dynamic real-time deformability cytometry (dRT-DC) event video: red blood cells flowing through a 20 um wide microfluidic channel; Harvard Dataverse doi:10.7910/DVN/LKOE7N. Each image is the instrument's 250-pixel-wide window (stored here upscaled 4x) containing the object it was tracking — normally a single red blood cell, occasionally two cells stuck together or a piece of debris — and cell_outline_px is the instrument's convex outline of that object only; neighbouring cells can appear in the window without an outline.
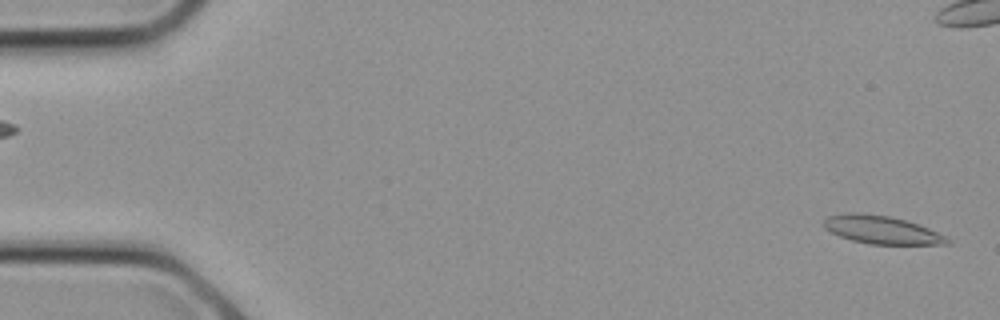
{"species": "common noctule bat (a hibernating species)", "species_latin": "Nyctalus noctula", "temperature_condition": "cold", "stored_images_in_passage": 15, "camera_frame_rate_fps": 3000, "um_per_image_px": 0.085, "animal": {"sex": "female", "body_mass_g": 21.9}, "frame": {"image": 1, "passage_image": 1, "time_ms": 0.0, "image_size_px": [1000, 320], "cell_outline_px": [[952, 244], [868, 244], [852, 240], [840, 236], [824, 228], [824, 220], [828, 216], [848, 212], [860, 212], [888, 216], [908, 220], [948, 236], [952, 240]], "centroid_in_image_um": [74.99, 19.53], "position_along_channel_um": 10.0, "area_um2": 20.35}}
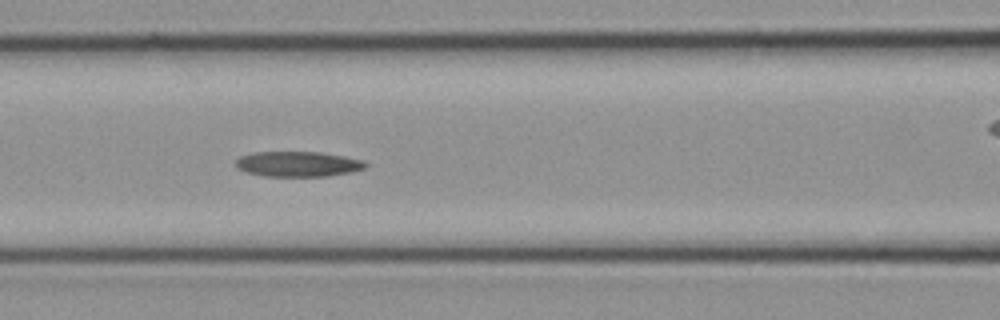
{"frame": {"image": 2, "passage_image": 11, "time_ms": 3.333, "image_size_px": [1000, 320], "cell_outline_px": [[368, 164], [364, 168], [352, 172], [328, 176], [264, 176], [248, 172], [236, 168], [236, 160], [240, 156], [252, 152], [320, 152], [344, 156], [364, 160]], "centroid_in_image_um": [25.34, 13.94], "position_along_channel_um": 141.3, "area_um2": 19.13}}
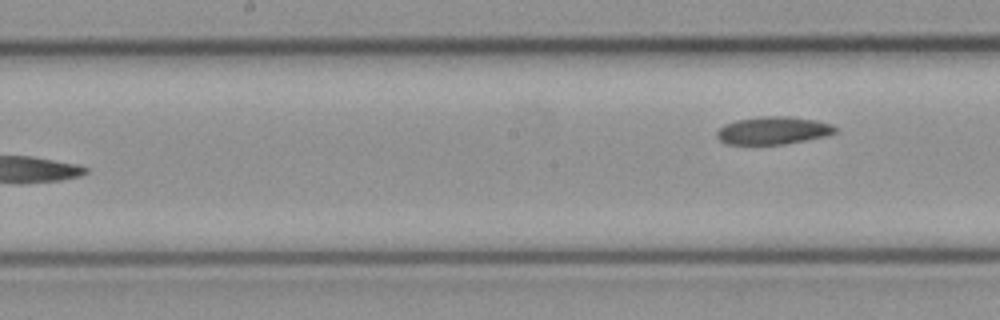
{"frame": {"image": 3, "passage_image": 15, "time_ms": 4.667, "image_size_px": [1000, 320], "cell_outline_px": [[836, 132], [828, 136], [784, 144], [724, 144], [716, 136], [716, 132], [724, 124], [736, 120], [760, 116], [784, 116], [816, 120], [832, 124], [836, 128]], "centroid_in_image_um": [65.71, 11.09], "position_along_channel_um": 182.5, "area_um2": 19.19}}